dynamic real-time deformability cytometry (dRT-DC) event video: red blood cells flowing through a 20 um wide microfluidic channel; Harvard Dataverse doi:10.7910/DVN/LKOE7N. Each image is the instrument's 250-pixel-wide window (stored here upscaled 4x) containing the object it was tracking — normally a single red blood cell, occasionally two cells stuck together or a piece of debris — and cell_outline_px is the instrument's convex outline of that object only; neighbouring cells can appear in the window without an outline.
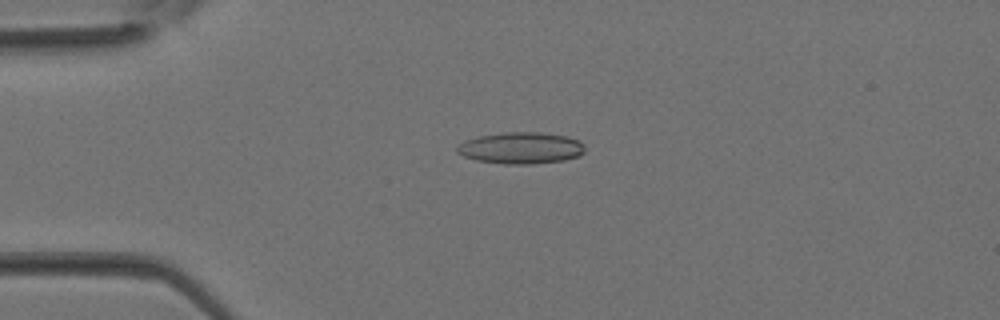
{"species": "Egyptian fruit bat (a non-hibernating species)", "species_latin": "Rousettus aegyptiacus", "temperature_condition": "room temperature", "stored_images_in_passage": 36, "camera_frame_rate_fps": 3000, "um_per_image_px": 0.085, "animal": {"sex": "female"}, "frame": {"image": 1, "passage_image": 9, "time_ms": 2.667, "image_size_px": [1000, 320], "cell_outline_px": [[584, 152], [580, 156], [564, 160], [532, 164], [504, 164], [476, 160], [464, 156], [456, 152], [456, 144], [464, 140], [480, 136], [504, 132], [540, 132], [568, 136], [580, 140], [584, 144]], "centroid_in_image_um": [44.28, 12.57], "position_along_channel_um": 40.7, "area_um2": 23.81}}
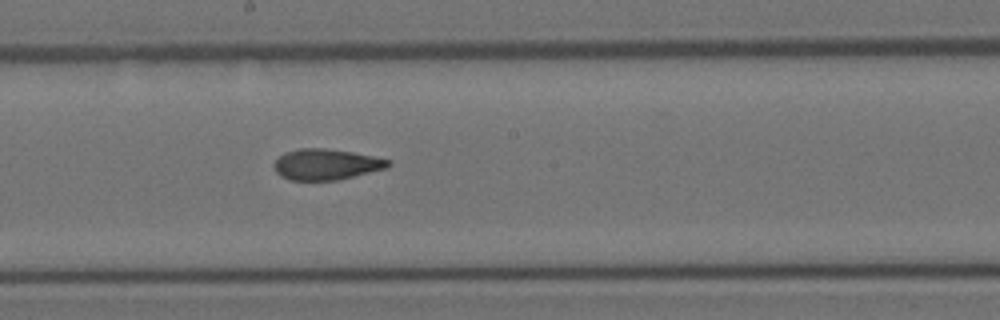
{"frame": {"image": 2, "passage_image": 20, "time_ms": 6.333, "image_size_px": [1000, 320], "cell_outline_px": [[392, 164], [388, 168], [336, 180], [288, 180], [280, 176], [272, 168], [272, 164], [284, 152], [300, 148], [324, 148], [352, 152], [392, 160]], "centroid_in_image_um": [27.7, 13.97], "position_along_channel_um": 220.5, "area_um2": 20.69}}
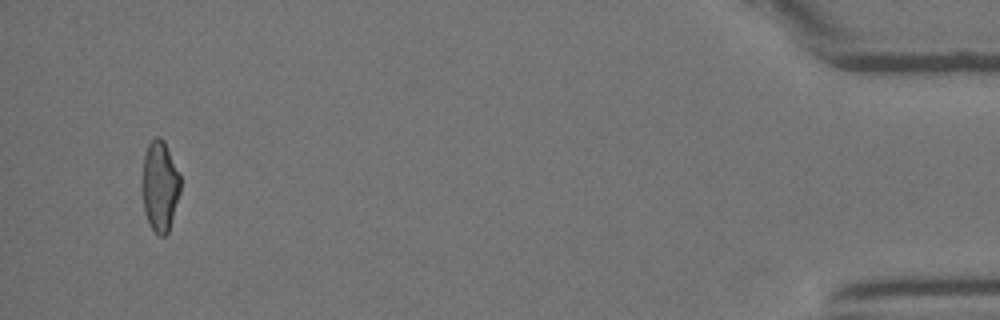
{"frame": {"image": 3, "passage_image": 35, "time_ms": 11.333, "image_size_px": [1000, 320], "cell_outline_px": [[180, 192], [168, 232], [164, 236], [160, 236], [152, 228], [148, 220], [144, 208], [144, 156], [148, 144], [156, 136], [160, 136], [164, 140], [180, 172]], "centroid_in_image_um": [13.63, 15.77], "position_along_channel_um": 421.6, "area_um2": 19.65}}